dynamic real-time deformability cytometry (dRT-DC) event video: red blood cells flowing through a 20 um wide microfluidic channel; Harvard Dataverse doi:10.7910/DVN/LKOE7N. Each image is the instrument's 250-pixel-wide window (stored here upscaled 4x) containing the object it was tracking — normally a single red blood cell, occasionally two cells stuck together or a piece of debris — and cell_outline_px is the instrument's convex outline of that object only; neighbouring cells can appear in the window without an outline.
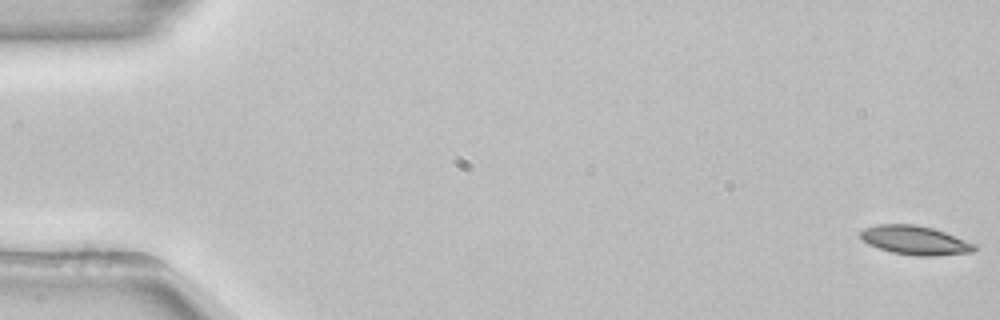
{"species": "common noctule bat (a hibernating species)", "species_latin": "Nyctalus noctula", "temperature_condition": "room temperature", "stored_images_in_passage": 54, "camera_frame_rate_fps": 3000, "um_per_image_px": 0.085, "animal": {"sex": "female", "body_mass_g": 22.7, "forearm_length_mm": 54.2}, "frame": {"image": 1, "passage_image": 1, "time_ms": 0.0, "image_size_px": [1000, 320], "cell_outline_px": [[976, 248], [972, 252], [932, 256], [916, 256], [892, 252], [868, 244], [860, 236], [860, 232], [864, 228], [876, 224], [916, 224], [932, 228], [944, 232], [976, 244]], "centroid_in_image_um": [77.77, 20.42], "position_along_channel_um": 7.2, "area_um2": 19.07}}
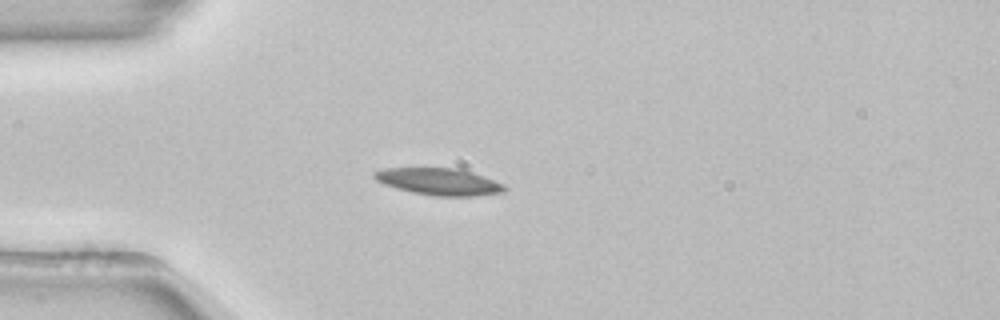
{"frame": {"image": 2, "passage_image": 15, "time_ms": 4.667, "image_size_px": [1000, 320], "cell_outline_px": [[508, 188], [504, 192], [476, 196], [432, 196], [412, 192], [384, 184], [376, 180], [372, 176], [372, 172], [384, 168], [460, 168], [484, 176], [504, 184]], "centroid_in_image_um": [37.33, 15.44], "position_along_channel_um": 47.7, "area_um2": 20.58}}
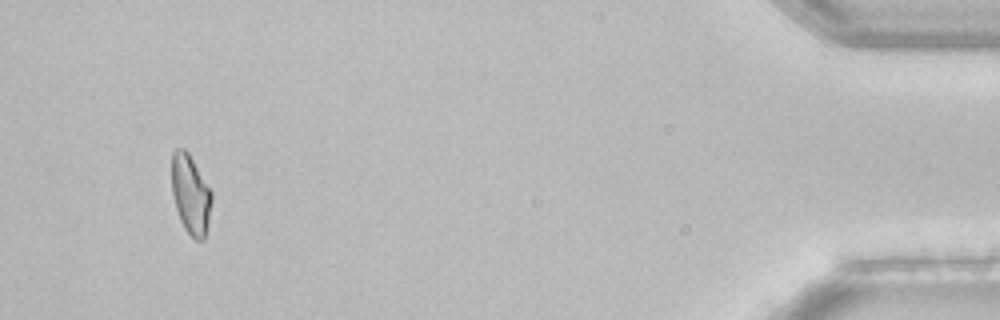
{"frame": {"image": 3, "passage_image": 51, "time_ms": 16.667, "image_size_px": [1000, 320], "cell_outline_px": [[212, 200], [208, 228], [204, 240], [196, 240], [184, 228], [180, 220], [176, 208], [172, 192], [172, 152], [176, 148], [184, 148], [188, 152], [212, 192]], "centroid_in_image_um": [16.21, 16.54], "position_along_channel_um": 419.0, "area_um2": 18.5}, "authors_computed_cell_mechanics": {"area_um2": 18.9584, "velocity_mm_per_s": 3.872, "shape_relaxation_time_tau1_ms": 5.3633, "shape_relaxation_time_tau2_ms": null, "deformation_change_tau1": 0.1506, "deformation_change_tau2": null}}